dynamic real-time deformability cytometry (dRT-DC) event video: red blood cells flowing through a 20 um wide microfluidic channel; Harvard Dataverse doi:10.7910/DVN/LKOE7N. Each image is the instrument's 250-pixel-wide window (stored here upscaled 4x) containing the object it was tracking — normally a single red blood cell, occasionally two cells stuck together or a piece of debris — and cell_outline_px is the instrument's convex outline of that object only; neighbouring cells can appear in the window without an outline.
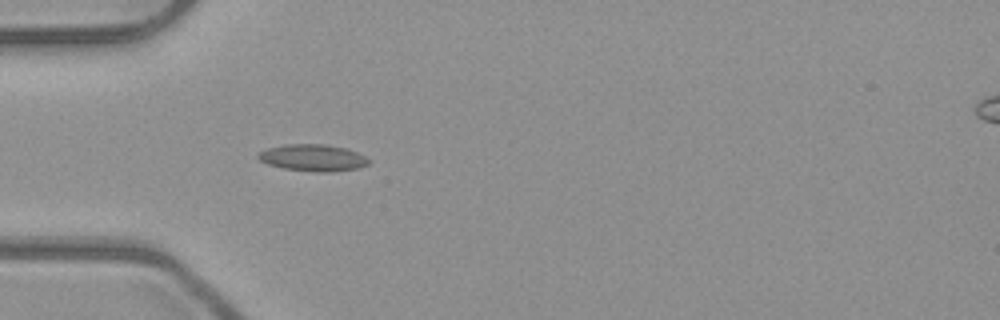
{"species": "common noctule bat (a hibernating species)", "species_latin": "Nyctalus noctula", "temperature_condition": "room temperature", "stored_images_in_passage": 4, "camera_frame_rate_fps": 3000, "um_per_image_px": 0.085, "animal": {"sex": "male", "body_mass_g": 23.1, "forearm_length_mm": 52.7}, "frame": {"image": 1, "passage_image": 4, "time_ms": 1.0, "image_size_px": [1000, 320], "cell_outline_px": [[372, 160], [368, 164], [360, 168], [328, 172], [316, 172], [284, 168], [268, 164], [260, 160], [256, 156], [260, 152], [268, 148], [284, 144], [324, 144], [348, 148]], "centroid_in_image_um": [26.63, 13.4], "position_along_channel_um": 58.4, "area_um2": 17.28}}